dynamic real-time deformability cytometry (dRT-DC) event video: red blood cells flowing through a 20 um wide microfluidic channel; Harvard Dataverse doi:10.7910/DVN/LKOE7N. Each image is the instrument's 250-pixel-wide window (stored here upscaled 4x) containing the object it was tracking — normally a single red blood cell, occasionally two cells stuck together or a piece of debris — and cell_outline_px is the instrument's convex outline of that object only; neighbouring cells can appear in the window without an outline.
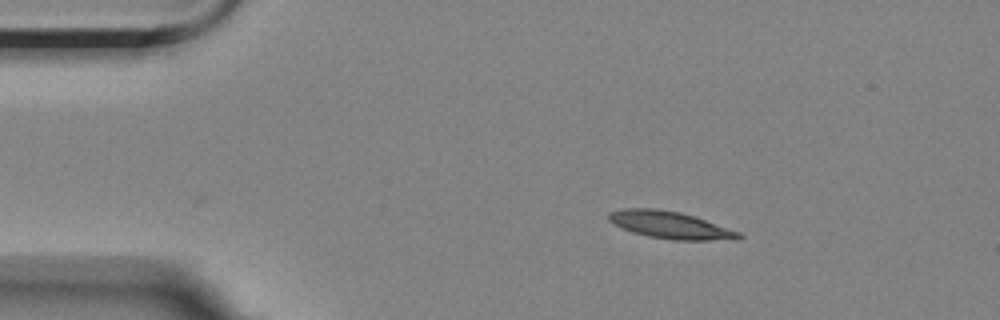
{"species": "Egyptian fruit bat (a non-hibernating species)", "species_latin": "Rousettus aegyptiacus", "temperature_condition": "room temperature", "stored_images_in_passage": 3, "camera_frame_rate_fps": 3000, "um_per_image_px": 0.085, "animal": {"sex": "female"}, "frame": {"image": 1, "passage_image": 1, "time_ms": 0.0, "image_size_px": [1000, 320], "cell_outline_px": [[744, 236], [740, 240], [672, 240], [648, 236], [632, 232], [612, 224], [608, 220], [608, 212], [624, 208], [652, 208], [680, 212], [740, 232]], "centroid_in_image_um": [56.95, 19.14], "position_along_channel_um": 28.1, "area_um2": 20.63}}
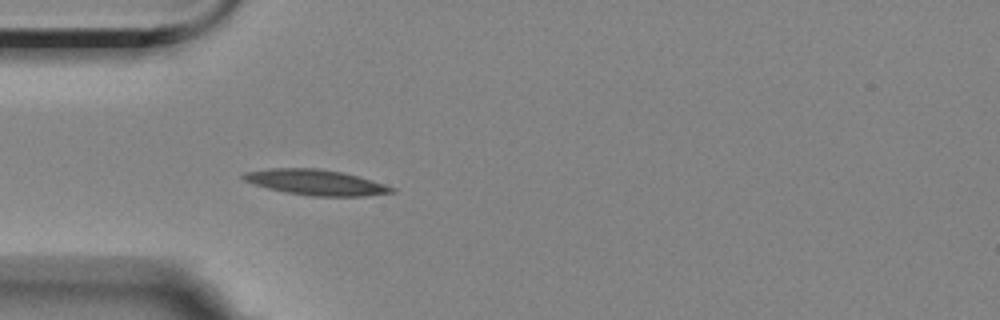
{"frame": {"image": 2, "passage_image": 3, "time_ms": 2.333, "image_size_px": [1000, 320], "cell_outline_px": [[396, 192], [364, 196], [312, 196], [288, 192], [268, 188], [244, 180], [240, 176], [244, 172], [272, 168], [316, 168], [340, 172], [356, 176], [384, 184], [396, 188]], "centroid_in_image_um": [26.85, 15.5], "position_along_channel_um": 58.2, "area_um2": 21.68}}